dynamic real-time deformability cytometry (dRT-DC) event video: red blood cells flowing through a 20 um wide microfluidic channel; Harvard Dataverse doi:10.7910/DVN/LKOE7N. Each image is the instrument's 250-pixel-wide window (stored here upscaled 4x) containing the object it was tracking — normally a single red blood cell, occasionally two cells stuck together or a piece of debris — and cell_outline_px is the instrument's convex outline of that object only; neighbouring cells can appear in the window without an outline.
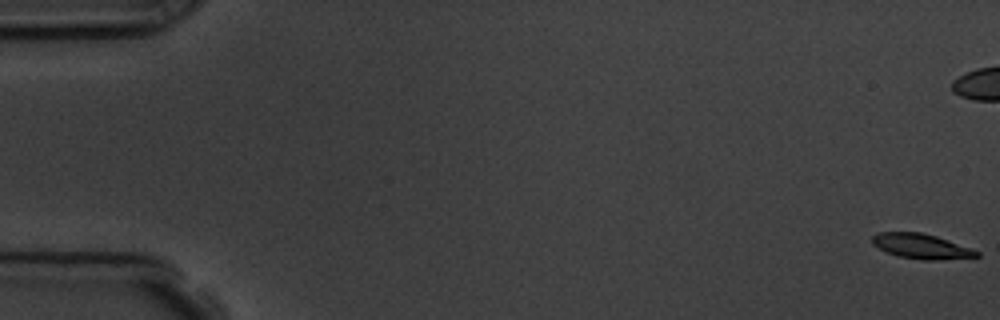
{"species": "common noctule bat (a hibernating species)", "species_latin": "Nyctalus noctula", "temperature_condition": "room temperature", "stored_images_in_passage": 7, "camera_frame_rate_fps": 3000, "um_per_image_px": 0.085, "animal": {"sex": "male", "body_mass_g": 19.5, "forearm_length_mm": 54.6}, "frame": {"image": 1, "passage_image": 1, "time_ms": 0.0, "image_size_px": [1000, 320], "cell_outline_px": [[980, 256], [936, 260], [920, 260], [896, 256], [872, 244], [872, 236], [876, 232], [920, 232], [936, 236], [980, 252]], "centroid_in_image_um": [78.26, 20.93], "position_along_channel_um": 6.7, "area_um2": 15.03}}